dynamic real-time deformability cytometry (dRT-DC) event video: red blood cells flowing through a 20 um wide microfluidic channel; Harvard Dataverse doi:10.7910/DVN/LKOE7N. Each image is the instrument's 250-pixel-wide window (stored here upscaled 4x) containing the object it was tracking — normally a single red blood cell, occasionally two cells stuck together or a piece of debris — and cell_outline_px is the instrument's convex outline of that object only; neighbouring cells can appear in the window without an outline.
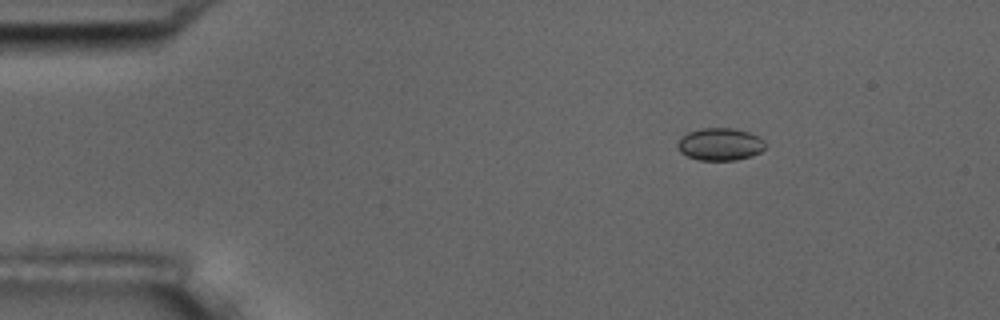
{"species": "common noctule bat (a hibernating species)", "species_latin": "Nyctalus noctula", "temperature_condition": "room temperature", "stored_images_in_passage": 9, "camera_frame_rate_fps": 3000, "um_per_image_px": 0.085, "animal": {"sex": "male", "body_mass_g": 17.5, "forearm_length_mm": 52.3}, "frame": {"image": 1, "passage_image": 1, "time_ms": 0.0, "image_size_px": [1000, 320], "cell_outline_px": [[768, 144], [760, 152], [752, 156], [736, 160], [700, 160], [688, 156], [680, 152], [676, 148], [676, 144], [680, 136], [688, 132], [700, 128], [736, 128], [748, 132], [764, 140]], "centroid_in_image_um": [61.19, 12.25], "position_along_channel_um": 23.8, "area_um2": 16.82}}
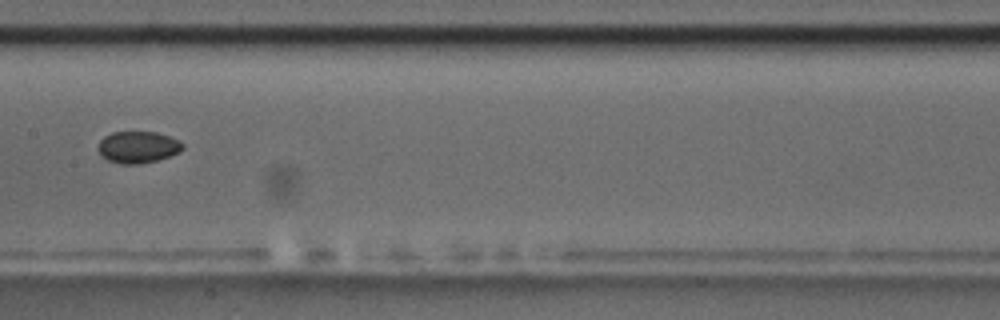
{"frame": {"image": 2, "passage_image": 7, "time_ms": 6.667, "image_size_px": [1000, 320], "cell_outline_px": [[184, 148], [180, 152], [156, 160], [140, 164], [120, 164], [108, 160], [100, 156], [96, 148], [100, 140], [104, 136], [112, 132], [156, 132], [180, 140], [184, 144]], "centroid_in_image_um": [11.69, 12.51], "position_along_channel_um": 195.7, "area_um2": 15.84}}
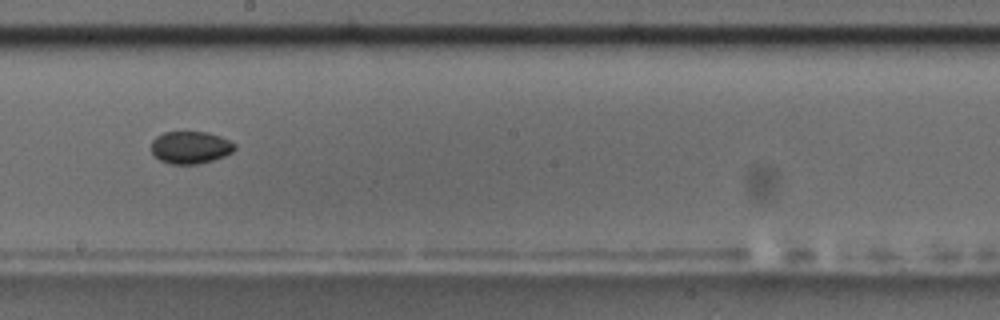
{"frame": {"image": 3, "passage_image": 8, "time_ms": 7.667, "image_size_px": [1000, 320], "cell_outline_px": [[236, 148], [232, 152], [224, 156], [212, 160], [196, 164], [172, 164], [160, 160], [152, 156], [152, 140], [156, 136], [164, 132], [208, 132], [220, 136], [236, 144]], "centroid_in_image_um": [16.17, 12.53], "position_along_channel_um": 232.0, "area_um2": 15.78}}